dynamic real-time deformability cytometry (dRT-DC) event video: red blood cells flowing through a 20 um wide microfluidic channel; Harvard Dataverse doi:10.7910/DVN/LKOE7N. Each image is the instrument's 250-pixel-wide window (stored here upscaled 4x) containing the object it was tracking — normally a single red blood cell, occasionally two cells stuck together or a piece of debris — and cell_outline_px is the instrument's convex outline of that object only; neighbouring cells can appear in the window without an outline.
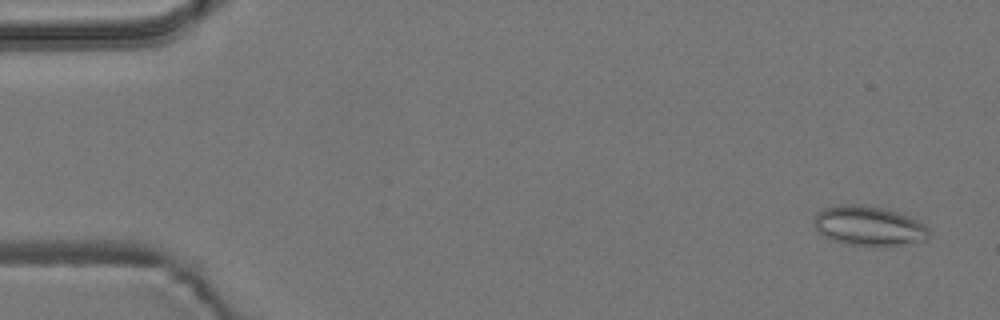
{"species": "common noctule bat (a hibernating species)", "species_latin": "Nyctalus noctula", "temperature_condition": "room temperature", "stored_images_in_passage": 56, "camera_frame_rate_fps": 3000, "um_per_image_px": 0.085, "animal": {"sex": "male", "body_mass_g": 19.2, "forearm_length_mm": 51.8}, "frame": {"image": 1, "passage_image": 3, "time_ms": 0.667, "image_size_px": [1000, 320], "cell_outline_px": [[928, 240], [888, 248], [848, 244], [832, 240], [824, 236], [812, 224], [812, 220], [816, 212], [824, 208], [840, 204], [860, 204], [884, 208], [908, 216], [924, 224], [928, 228]], "centroid_in_image_um": [73.84, 19.22], "position_along_channel_um": 11.2, "area_um2": 27.17}}
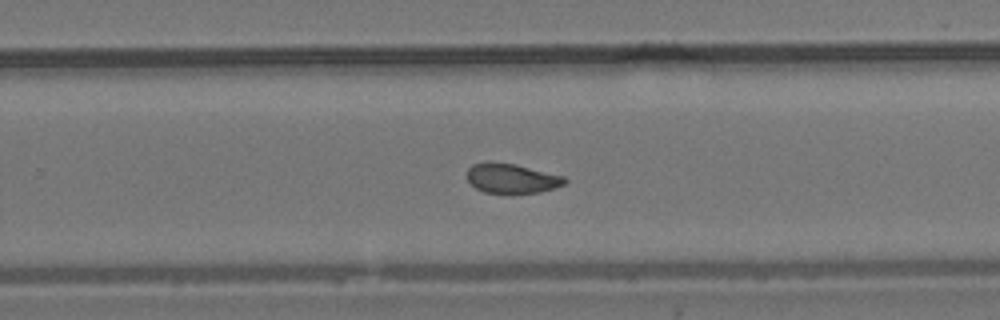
{"frame": {"image": 2, "passage_image": 36, "time_ms": 11.667, "image_size_px": [1000, 320], "cell_outline_px": [[568, 180], [564, 184], [556, 188], [540, 192], [512, 196], [484, 192], [476, 188], [468, 180], [468, 168], [472, 164], [484, 160], [492, 160], [516, 164], [564, 176]], "centroid_in_image_um": [43.49, 15.18], "position_along_channel_um": 286.3, "area_um2": 17.8}}
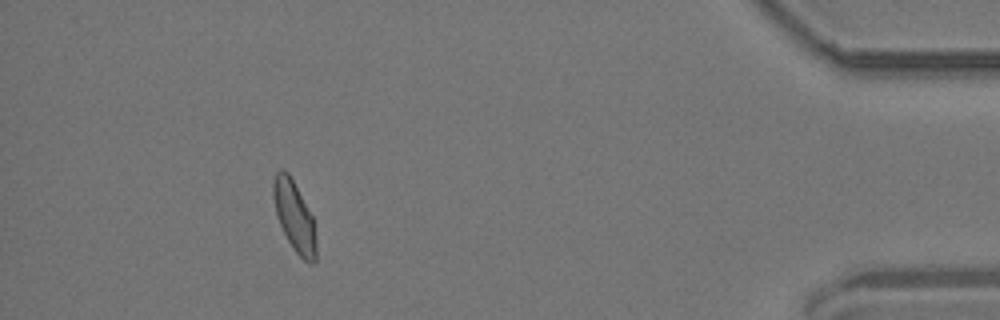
{"frame": {"image": 3, "passage_image": 51, "time_ms": 16.667, "image_size_px": [1000, 320], "cell_outline_px": [[316, 260], [312, 264], [308, 264], [292, 248], [276, 216], [272, 196], [272, 180], [276, 172], [280, 168], [284, 168], [288, 172], [312, 216], [316, 236]], "centroid_in_image_um": [25.0, 18.38], "position_along_channel_um": 410.2, "area_um2": 17.63}, "authors_computed_cell_mechanics": {"area_um2": 17.8313, "velocity_mm_per_s": 3.6959, "shape_relaxation_time_tau1_ms": null, "shape_relaxation_time_tau2_ms": 2.5208, "deformation_change_tau1": null, "deformation_change_tau2": 0.0836}}